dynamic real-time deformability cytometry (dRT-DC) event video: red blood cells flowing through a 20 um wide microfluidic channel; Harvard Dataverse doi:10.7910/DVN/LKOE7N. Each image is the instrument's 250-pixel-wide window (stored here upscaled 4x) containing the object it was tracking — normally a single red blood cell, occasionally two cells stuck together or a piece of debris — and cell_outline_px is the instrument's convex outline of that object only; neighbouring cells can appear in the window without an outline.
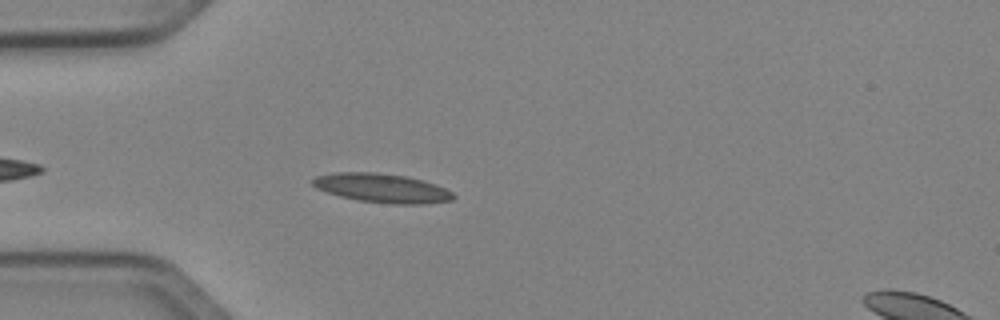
{"species": "Egyptian fruit bat (a non-hibernating species)", "species_latin": "Rousettus aegyptiacus", "temperature_condition": "cold", "stored_images_in_passage": 33, "camera_frame_rate_fps": 3000, "um_per_image_px": 0.085, "animal": {"sex": "female"}, "frame": {"image": 1, "passage_image": 5, "time_ms": 1.333, "image_size_px": [1000, 320], "cell_outline_px": [[456, 196], [452, 200], [424, 204], [392, 204], [360, 200], [340, 196], [316, 188], [312, 184], [312, 180], [316, 176], [332, 172], [376, 172], [408, 176], [424, 180], [436, 184], [452, 192]], "centroid_in_image_um": [32.49, 15.97], "position_along_channel_um": 52.5, "area_um2": 23.87}}
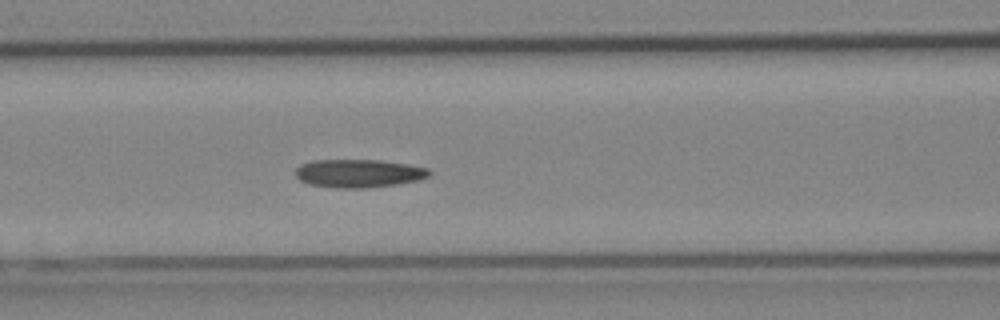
{"frame": {"image": 2, "passage_image": 12, "time_ms": 3.667, "image_size_px": [1000, 320], "cell_outline_px": [[432, 172], [428, 176], [420, 180], [396, 184], [368, 188], [336, 188], [308, 184], [300, 180], [296, 176], [296, 168], [300, 164], [316, 160], [380, 160], [408, 164], [428, 168]], "centroid_in_image_um": [30.5, 14.74], "position_along_channel_um": 136.1, "area_um2": 22.08}}
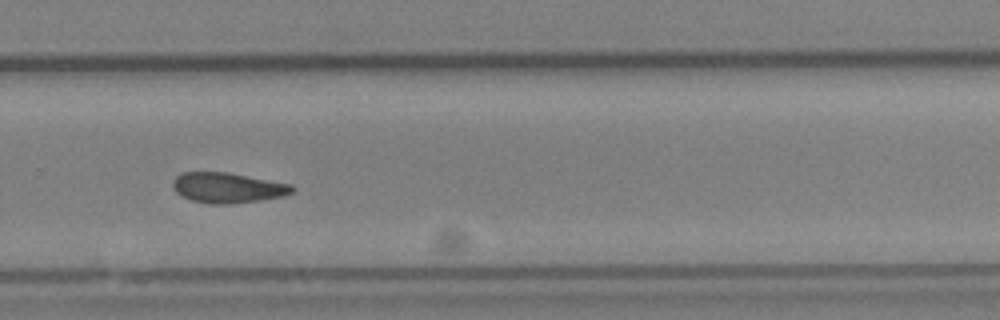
{"frame": {"image": 3, "passage_image": 25, "time_ms": 8.0, "image_size_px": [1000, 320], "cell_outline_px": [[296, 188], [292, 192], [284, 196], [260, 200], [228, 204], [212, 204], [192, 200], [176, 192], [172, 188], [172, 180], [180, 172], [228, 172], [292, 184]], "centroid_in_image_um": [19.35, 15.94], "position_along_channel_um": 310.4, "area_um2": 21.15}}